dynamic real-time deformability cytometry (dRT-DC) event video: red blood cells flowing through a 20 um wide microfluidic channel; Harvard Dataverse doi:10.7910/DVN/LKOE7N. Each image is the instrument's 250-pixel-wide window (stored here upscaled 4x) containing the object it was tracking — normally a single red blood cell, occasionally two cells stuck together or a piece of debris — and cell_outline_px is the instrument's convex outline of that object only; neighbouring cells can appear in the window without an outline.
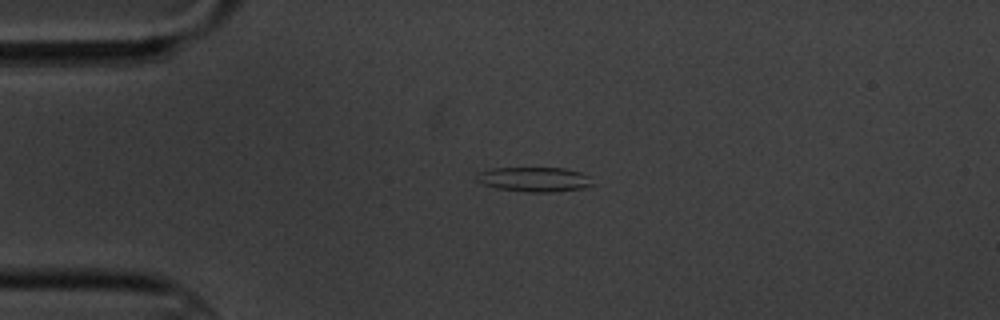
{"species": "common noctule bat (a hibernating species)", "species_latin": "Nyctalus noctula", "temperature_condition": "cold", "stored_images_in_passage": 4, "camera_frame_rate_fps": 3000, "um_per_image_px": 0.085, "animal": {"sex": "male", "body_mass_g": 20.1, "forearm_length_mm": 53.5}, "frame": {"image": 1, "passage_image": 3, "time_ms": 2.333, "image_size_px": [1000, 320], "cell_outline_px": [[596, 184], [584, 188], [556, 192], [528, 192], [496, 188], [484, 184], [476, 180], [476, 176], [480, 172], [492, 168], [564, 168], [580, 172], [588, 176]], "centroid_in_image_um": [45.46, 15.25], "position_along_channel_um": 39.5, "area_um2": 16.7}}